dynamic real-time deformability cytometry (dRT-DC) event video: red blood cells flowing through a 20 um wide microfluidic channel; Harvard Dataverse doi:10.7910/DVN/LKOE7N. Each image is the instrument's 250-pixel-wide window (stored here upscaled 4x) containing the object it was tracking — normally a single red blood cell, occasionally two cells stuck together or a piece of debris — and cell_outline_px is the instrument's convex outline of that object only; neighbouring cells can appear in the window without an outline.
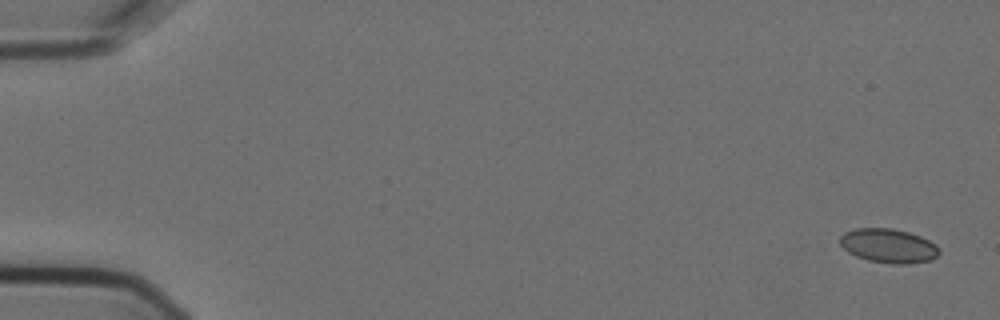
{"species": "Egyptian fruit bat (a non-hibernating species)", "species_latin": "Rousettus aegyptiacus", "temperature_condition": "cold", "stored_images_in_passage": 15, "camera_frame_rate_fps": 3000, "um_per_image_px": 0.085, "animal": {"sex": "female"}, "frame": {"image": 1, "passage_image": 1, "time_ms": 0.0, "image_size_px": [1000, 320], "cell_outline_px": [[940, 252], [932, 260], [908, 264], [892, 264], [868, 260], [856, 256], [848, 252], [840, 244], [840, 236], [844, 232], [856, 228], [892, 228], [908, 232], [920, 236], [936, 244], [940, 248]], "centroid_in_image_um": [75.53, 20.89], "position_along_channel_um": 9.5, "area_um2": 19.83}}
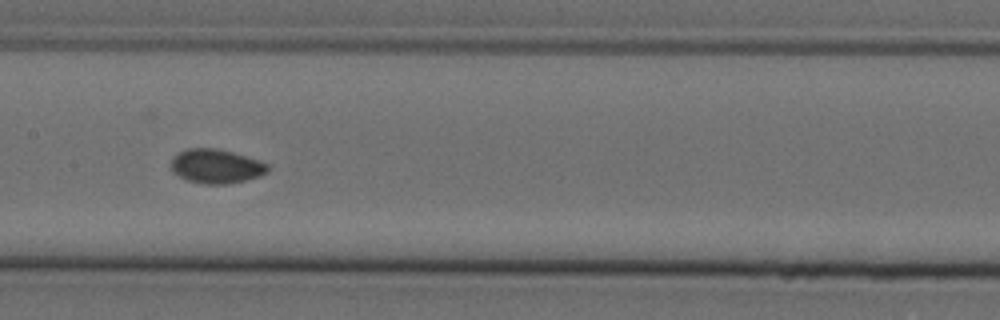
{"frame": {"image": 2, "passage_image": 8, "time_ms": 2.333, "image_size_px": [1000, 320], "cell_outline_px": [[268, 172], [260, 176], [228, 184], [204, 184], [188, 180], [172, 172], [168, 164], [172, 156], [188, 148], [216, 148], [232, 152], [260, 160], [268, 164]], "centroid_in_image_um": [18.34, 14.12], "position_along_channel_um": 189.1, "area_um2": 19.42}}
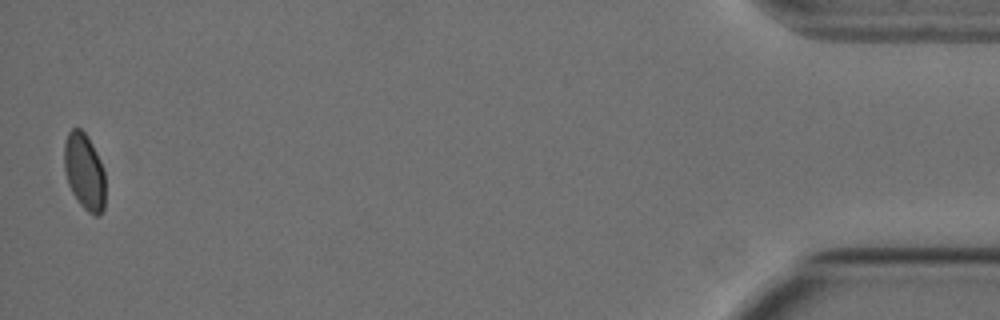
{"frame": {"image": 3, "passage_image": 15, "time_ms": 4.667, "image_size_px": [1000, 320], "cell_outline_px": [[104, 212], [100, 216], [96, 216], [88, 212], [80, 204], [72, 192], [68, 184], [64, 168], [64, 144], [68, 132], [72, 128], [80, 128], [88, 136], [100, 160], [104, 172]], "centroid_in_image_um": [7.17, 14.59], "position_along_channel_um": 428.0, "area_um2": 18.38}}